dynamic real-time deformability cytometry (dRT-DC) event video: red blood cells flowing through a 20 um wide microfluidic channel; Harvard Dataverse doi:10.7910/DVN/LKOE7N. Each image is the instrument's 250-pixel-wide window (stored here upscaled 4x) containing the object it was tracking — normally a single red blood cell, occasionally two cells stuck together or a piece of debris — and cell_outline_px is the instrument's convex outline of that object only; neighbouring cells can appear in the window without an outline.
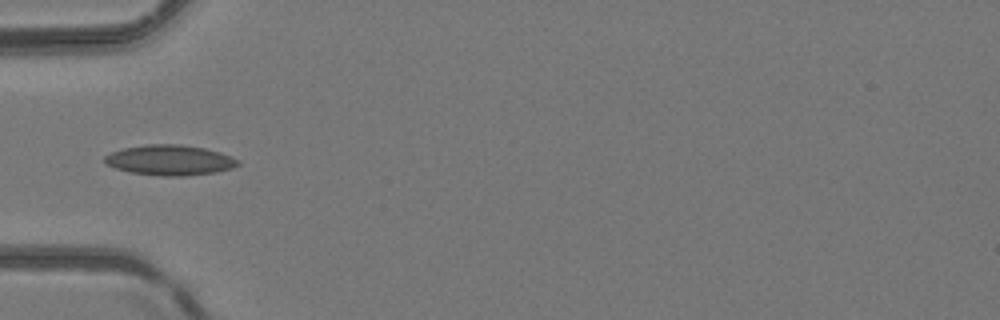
{"species": "common noctule bat (a hibernating species)", "species_latin": "Nyctalus noctula", "temperature_condition": "room temperature", "stored_images_in_passage": 5, "camera_frame_rate_fps": 3000, "um_per_image_px": 0.085, "animal": {"sex": "female", "body_mass_g": 24.6, "forearm_length_mm": 56.2}, "frame": {"image": 1, "passage_image": 4, "time_ms": 1.0, "image_size_px": [1000, 320], "cell_outline_px": [[240, 164], [232, 168], [216, 172], [184, 176], [164, 176], [132, 172], [116, 168], [104, 164], [104, 156], [112, 152], [124, 148], [148, 144], [180, 144], [204, 148], [220, 152], [232, 156], [240, 160]], "centroid_in_image_um": [14.46, 13.61], "position_along_channel_um": 70.5, "area_um2": 23.52}}
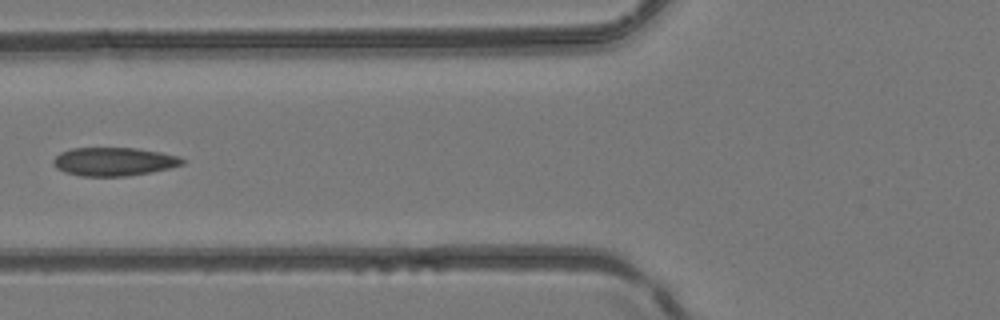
{"frame": {"image": 2, "passage_image": 5, "time_ms": 1.333, "image_size_px": [1000, 320], "cell_outline_px": [[184, 164], [168, 168], [148, 172], [124, 176], [80, 176], [64, 172], [56, 168], [52, 164], [52, 160], [60, 152], [72, 148], [136, 148], [160, 152], [180, 156], [184, 160]], "centroid_in_image_um": [9.64, 13.73], "position_along_channel_um": 116.2, "area_um2": 21.33}}